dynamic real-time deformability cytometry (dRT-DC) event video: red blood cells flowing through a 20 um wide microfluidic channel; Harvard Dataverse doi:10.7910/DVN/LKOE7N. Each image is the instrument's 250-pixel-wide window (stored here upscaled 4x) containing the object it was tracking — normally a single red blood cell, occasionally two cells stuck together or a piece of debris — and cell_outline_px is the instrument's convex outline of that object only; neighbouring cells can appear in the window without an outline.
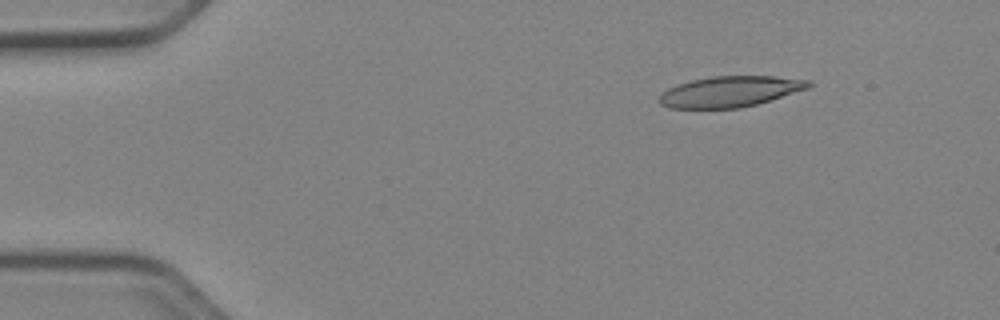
{"species": "Egyptian fruit bat (a non-hibernating species)", "species_latin": "Rousettus aegyptiacus", "temperature_condition": "cold", "stored_images_in_passage": 51, "camera_frame_rate_fps": 3000, "um_per_image_px": 0.085, "animal": {"sex": "female"}, "frame": {"image": 1, "passage_image": 7, "time_ms": 2.0, "image_size_px": [1000, 320], "cell_outline_px": [[812, 84], [808, 88], [756, 104], [740, 108], [668, 108], [660, 104], [660, 92], [676, 84], [692, 80], [712, 76], [772, 76], [812, 80]], "centroid_in_image_um": [62.02, 7.78], "position_along_channel_um": 23.0, "area_um2": 26.7}}
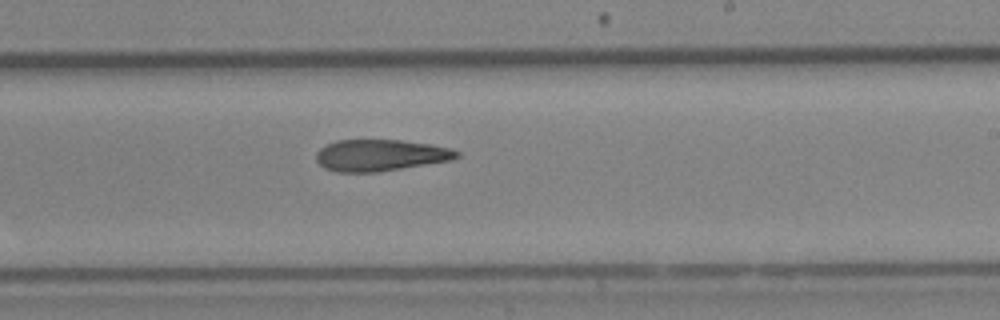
{"frame": {"image": 2, "passage_image": 31, "time_ms": 10.0, "image_size_px": [1000, 320], "cell_outline_px": [[460, 156], [452, 160], [376, 172], [336, 172], [324, 168], [316, 160], [316, 152], [320, 148], [336, 140], [400, 140], [432, 144], [452, 148], [460, 152]], "centroid_in_image_um": [32.34, 13.19], "position_along_channel_um": 256.7, "area_um2": 25.89}}
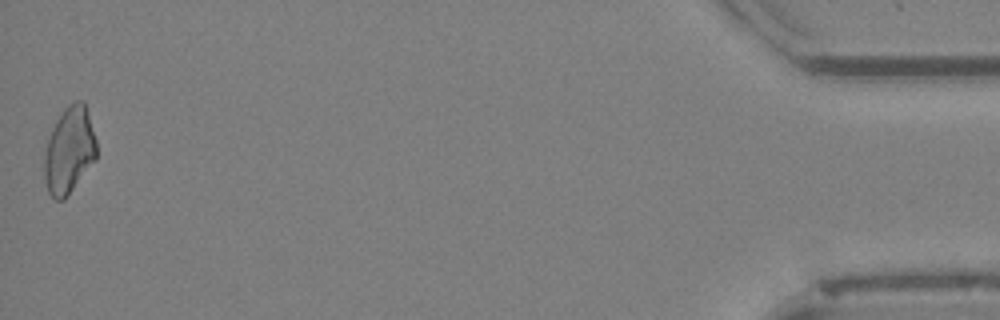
{"frame": {"image": 3, "passage_image": 51, "time_ms": 16.667, "image_size_px": [1000, 320], "cell_outline_px": [[96, 160], [64, 200], [56, 200], [48, 192], [44, 180], [44, 156], [48, 140], [52, 128], [56, 120], [64, 108], [68, 104], [76, 100], [84, 100], [96, 140]], "centroid_in_image_um": [5.88, 12.78], "position_along_channel_um": 429.3, "area_um2": 26.41}, "authors_computed_cell_mechanics": {"area_um2": 26.8192, "velocity_mm_per_s": 3.9604, "shape_relaxation_time_tau1_ms": null, "shape_relaxation_time_tau2_ms": 5.7868, "deformation_change_tau1": null, "deformation_change_tau2": 0.1659}}